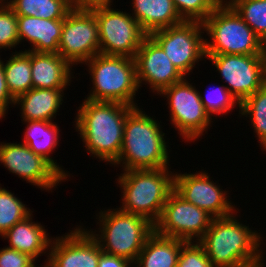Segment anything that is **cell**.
Returning a JSON list of instances; mask_svg holds the SVG:
<instances>
[{
  "instance_id": "obj_1",
  "label": "cell",
  "mask_w": 266,
  "mask_h": 267,
  "mask_svg": "<svg viewBox=\"0 0 266 267\" xmlns=\"http://www.w3.org/2000/svg\"><path fill=\"white\" fill-rule=\"evenodd\" d=\"M81 105L75 125L86 150L94 157L114 164L120 156L126 116L135 107L86 98Z\"/></svg>"
},
{
  "instance_id": "obj_2",
  "label": "cell",
  "mask_w": 266,
  "mask_h": 267,
  "mask_svg": "<svg viewBox=\"0 0 266 267\" xmlns=\"http://www.w3.org/2000/svg\"><path fill=\"white\" fill-rule=\"evenodd\" d=\"M235 214L214 218L199 243L214 267L261 265L260 233L236 220ZM261 250V251H260Z\"/></svg>"
},
{
  "instance_id": "obj_3",
  "label": "cell",
  "mask_w": 266,
  "mask_h": 267,
  "mask_svg": "<svg viewBox=\"0 0 266 267\" xmlns=\"http://www.w3.org/2000/svg\"><path fill=\"white\" fill-rule=\"evenodd\" d=\"M160 124L139 107L127 116L123 144L115 164L123 170L161 169L168 167L169 153Z\"/></svg>"
},
{
  "instance_id": "obj_4",
  "label": "cell",
  "mask_w": 266,
  "mask_h": 267,
  "mask_svg": "<svg viewBox=\"0 0 266 267\" xmlns=\"http://www.w3.org/2000/svg\"><path fill=\"white\" fill-rule=\"evenodd\" d=\"M168 169L123 171L117 180L123 190V204L118 209L143 216L155 224L169 194L174 190V174Z\"/></svg>"
},
{
  "instance_id": "obj_5",
  "label": "cell",
  "mask_w": 266,
  "mask_h": 267,
  "mask_svg": "<svg viewBox=\"0 0 266 267\" xmlns=\"http://www.w3.org/2000/svg\"><path fill=\"white\" fill-rule=\"evenodd\" d=\"M111 210L99 212L101 234L88 232L104 253L124 258L133 265L145 242L155 232V225L143 216Z\"/></svg>"
},
{
  "instance_id": "obj_6",
  "label": "cell",
  "mask_w": 266,
  "mask_h": 267,
  "mask_svg": "<svg viewBox=\"0 0 266 267\" xmlns=\"http://www.w3.org/2000/svg\"><path fill=\"white\" fill-rule=\"evenodd\" d=\"M205 55H265V44L232 6H217L202 22Z\"/></svg>"
},
{
  "instance_id": "obj_7",
  "label": "cell",
  "mask_w": 266,
  "mask_h": 267,
  "mask_svg": "<svg viewBox=\"0 0 266 267\" xmlns=\"http://www.w3.org/2000/svg\"><path fill=\"white\" fill-rule=\"evenodd\" d=\"M85 64L89 66L88 71L93 79V90L87 96L88 100L120 102L138 107L134 102L139 89L134 58L99 53Z\"/></svg>"
},
{
  "instance_id": "obj_8",
  "label": "cell",
  "mask_w": 266,
  "mask_h": 267,
  "mask_svg": "<svg viewBox=\"0 0 266 267\" xmlns=\"http://www.w3.org/2000/svg\"><path fill=\"white\" fill-rule=\"evenodd\" d=\"M98 23L100 53L134 58L148 36L131 13L111 6L91 9Z\"/></svg>"
},
{
  "instance_id": "obj_9",
  "label": "cell",
  "mask_w": 266,
  "mask_h": 267,
  "mask_svg": "<svg viewBox=\"0 0 266 267\" xmlns=\"http://www.w3.org/2000/svg\"><path fill=\"white\" fill-rule=\"evenodd\" d=\"M203 25L200 21H183L151 33L149 36L162 48L171 63L184 77L195 63L206 57Z\"/></svg>"
},
{
  "instance_id": "obj_10",
  "label": "cell",
  "mask_w": 266,
  "mask_h": 267,
  "mask_svg": "<svg viewBox=\"0 0 266 267\" xmlns=\"http://www.w3.org/2000/svg\"><path fill=\"white\" fill-rule=\"evenodd\" d=\"M99 53V31L94 12L72 8L64 18L58 54L73 66L85 63Z\"/></svg>"
},
{
  "instance_id": "obj_11",
  "label": "cell",
  "mask_w": 266,
  "mask_h": 267,
  "mask_svg": "<svg viewBox=\"0 0 266 267\" xmlns=\"http://www.w3.org/2000/svg\"><path fill=\"white\" fill-rule=\"evenodd\" d=\"M214 219L207 211L185 201L174 190L169 194L155 232L185 242H199ZM197 237V241H194Z\"/></svg>"
},
{
  "instance_id": "obj_12",
  "label": "cell",
  "mask_w": 266,
  "mask_h": 267,
  "mask_svg": "<svg viewBox=\"0 0 266 267\" xmlns=\"http://www.w3.org/2000/svg\"><path fill=\"white\" fill-rule=\"evenodd\" d=\"M184 77L165 88L160 94L168 99L171 121L184 139H198L206 131L212 118L206 113L200 93Z\"/></svg>"
},
{
  "instance_id": "obj_13",
  "label": "cell",
  "mask_w": 266,
  "mask_h": 267,
  "mask_svg": "<svg viewBox=\"0 0 266 267\" xmlns=\"http://www.w3.org/2000/svg\"><path fill=\"white\" fill-rule=\"evenodd\" d=\"M241 104L266 84V55H206Z\"/></svg>"
},
{
  "instance_id": "obj_14",
  "label": "cell",
  "mask_w": 266,
  "mask_h": 267,
  "mask_svg": "<svg viewBox=\"0 0 266 267\" xmlns=\"http://www.w3.org/2000/svg\"><path fill=\"white\" fill-rule=\"evenodd\" d=\"M0 144V163L40 189L52 190L59 182L66 180L47 160L24 143Z\"/></svg>"
},
{
  "instance_id": "obj_15",
  "label": "cell",
  "mask_w": 266,
  "mask_h": 267,
  "mask_svg": "<svg viewBox=\"0 0 266 267\" xmlns=\"http://www.w3.org/2000/svg\"><path fill=\"white\" fill-rule=\"evenodd\" d=\"M209 177L208 173L202 171L195 174H174V191L214 218L232 215L235 210L227 200V191H222Z\"/></svg>"
},
{
  "instance_id": "obj_16",
  "label": "cell",
  "mask_w": 266,
  "mask_h": 267,
  "mask_svg": "<svg viewBox=\"0 0 266 267\" xmlns=\"http://www.w3.org/2000/svg\"><path fill=\"white\" fill-rule=\"evenodd\" d=\"M134 60L138 86L145 81L157 94L184 78L164 50L150 36L143 40Z\"/></svg>"
},
{
  "instance_id": "obj_17",
  "label": "cell",
  "mask_w": 266,
  "mask_h": 267,
  "mask_svg": "<svg viewBox=\"0 0 266 267\" xmlns=\"http://www.w3.org/2000/svg\"><path fill=\"white\" fill-rule=\"evenodd\" d=\"M56 238L52 240L47 256L51 267H98L103 251L88 231L76 227Z\"/></svg>"
},
{
  "instance_id": "obj_18",
  "label": "cell",
  "mask_w": 266,
  "mask_h": 267,
  "mask_svg": "<svg viewBox=\"0 0 266 267\" xmlns=\"http://www.w3.org/2000/svg\"><path fill=\"white\" fill-rule=\"evenodd\" d=\"M64 20H49L31 16H17L19 42L28 40L38 53H58Z\"/></svg>"
},
{
  "instance_id": "obj_19",
  "label": "cell",
  "mask_w": 266,
  "mask_h": 267,
  "mask_svg": "<svg viewBox=\"0 0 266 267\" xmlns=\"http://www.w3.org/2000/svg\"><path fill=\"white\" fill-rule=\"evenodd\" d=\"M71 65L58 53L31 51L33 88L65 89L70 85Z\"/></svg>"
},
{
  "instance_id": "obj_20",
  "label": "cell",
  "mask_w": 266,
  "mask_h": 267,
  "mask_svg": "<svg viewBox=\"0 0 266 267\" xmlns=\"http://www.w3.org/2000/svg\"><path fill=\"white\" fill-rule=\"evenodd\" d=\"M132 4V16L148 36L184 21L178 14L173 0H133Z\"/></svg>"
},
{
  "instance_id": "obj_21",
  "label": "cell",
  "mask_w": 266,
  "mask_h": 267,
  "mask_svg": "<svg viewBox=\"0 0 266 267\" xmlns=\"http://www.w3.org/2000/svg\"><path fill=\"white\" fill-rule=\"evenodd\" d=\"M63 90L64 89L32 88L17 96L14 99V105L20 104L22 121H52L60 105H62Z\"/></svg>"
},
{
  "instance_id": "obj_22",
  "label": "cell",
  "mask_w": 266,
  "mask_h": 267,
  "mask_svg": "<svg viewBox=\"0 0 266 267\" xmlns=\"http://www.w3.org/2000/svg\"><path fill=\"white\" fill-rule=\"evenodd\" d=\"M31 215L32 213L24 220L16 223L2 237L8 238L9 248L26 253L36 260L39 255L46 253L52 239L48 238L41 224L32 222Z\"/></svg>"
},
{
  "instance_id": "obj_23",
  "label": "cell",
  "mask_w": 266,
  "mask_h": 267,
  "mask_svg": "<svg viewBox=\"0 0 266 267\" xmlns=\"http://www.w3.org/2000/svg\"><path fill=\"white\" fill-rule=\"evenodd\" d=\"M185 241L164 237L154 232L145 242L134 265L136 267H177L178 256Z\"/></svg>"
},
{
  "instance_id": "obj_24",
  "label": "cell",
  "mask_w": 266,
  "mask_h": 267,
  "mask_svg": "<svg viewBox=\"0 0 266 267\" xmlns=\"http://www.w3.org/2000/svg\"><path fill=\"white\" fill-rule=\"evenodd\" d=\"M27 128L24 133V144L28 146L35 154L42 156L47 160L65 179L68 173H65L59 165L51 158L50 152L58 145L59 127L52 121L30 120L24 121Z\"/></svg>"
},
{
  "instance_id": "obj_25",
  "label": "cell",
  "mask_w": 266,
  "mask_h": 267,
  "mask_svg": "<svg viewBox=\"0 0 266 267\" xmlns=\"http://www.w3.org/2000/svg\"><path fill=\"white\" fill-rule=\"evenodd\" d=\"M7 5L17 16L64 20L72 9L70 0H9Z\"/></svg>"
},
{
  "instance_id": "obj_26",
  "label": "cell",
  "mask_w": 266,
  "mask_h": 267,
  "mask_svg": "<svg viewBox=\"0 0 266 267\" xmlns=\"http://www.w3.org/2000/svg\"><path fill=\"white\" fill-rule=\"evenodd\" d=\"M3 66L7 87L14 99L33 88L31 51L15 52Z\"/></svg>"
},
{
  "instance_id": "obj_27",
  "label": "cell",
  "mask_w": 266,
  "mask_h": 267,
  "mask_svg": "<svg viewBox=\"0 0 266 267\" xmlns=\"http://www.w3.org/2000/svg\"><path fill=\"white\" fill-rule=\"evenodd\" d=\"M240 113L249 115L254 132L257 133L258 142L266 150V84L248 96L240 104Z\"/></svg>"
},
{
  "instance_id": "obj_28",
  "label": "cell",
  "mask_w": 266,
  "mask_h": 267,
  "mask_svg": "<svg viewBox=\"0 0 266 267\" xmlns=\"http://www.w3.org/2000/svg\"><path fill=\"white\" fill-rule=\"evenodd\" d=\"M231 6L266 44V0H237Z\"/></svg>"
},
{
  "instance_id": "obj_29",
  "label": "cell",
  "mask_w": 266,
  "mask_h": 267,
  "mask_svg": "<svg viewBox=\"0 0 266 267\" xmlns=\"http://www.w3.org/2000/svg\"><path fill=\"white\" fill-rule=\"evenodd\" d=\"M29 210L13 193L0 187V235L29 216Z\"/></svg>"
},
{
  "instance_id": "obj_30",
  "label": "cell",
  "mask_w": 266,
  "mask_h": 267,
  "mask_svg": "<svg viewBox=\"0 0 266 267\" xmlns=\"http://www.w3.org/2000/svg\"><path fill=\"white\" fill-rule=\"evenodd\" d=\"M173 3L184 21L200 22H203L217 6H227V0H173Z\"/></svg>"
},
{
  "instance_id": "obj_31",
  "label": "cell",
  "mask_w": 266,
  "mask_h": 267,
  "mask_svg": "<svg viewBox=\"0 0 266 267\" xmlns=\"http://www.w3.org/2000/svg\"><path fill=\"white\" fill-rule=\"evenodd\" d=\"M200 99L210 118H212L211 115L214 113L218 115L228 113L236 104H238L240 112V103L223 85L208 91L206 98L200 94Z\"/></svg>"
},
{
  "instance_id": "obj_32",
  "label": "cell",
  "mask_w": 266,
  "mask_h": 267,
  "mask_svg": "<svg viewBox=\"0 0 266 267\" xmlns=\"http://www.w3.org/2000/svg\"><path fill=\"white\" fill-rule=\"evenodd\" d=\"M17 15L7 4H0V49L18 45Z\"/></svg>"
},
{
  "instance_id": "obj_33",
  "label": "cell",
  "mask_w": 266,
  "mask_h": 267,
  "mask_svg": "<svg viewBox=\"0 0 266 267\" xmlns=\"http://www.w3.org/2000/svg\"><path fill=\"white\" fill-rule=\"evenodd\" d=\"M177 267H214L204 247L197 242H185L177 260Z\"/></svg>"
},
{
  "instance_id": "obj_34",
  "label": "cell",
  "mask_w": 266,
  "mask_h": 267,
  "mask_svg": "<svg viewBox=\"0 0 266 267\" xmlns=\"http://www.w3.org/2000/svg\"><path fill=\"white\" fill-rule=\"evenodd\" d=\"M35 263L26 253L9 247L0 250V267H33Z\"/></svg>"
},
{
  "instance_id": "obj_35",
  "label": "cell",
  "mask_w": 266,
  "mask_h": 267,
  "mask_svg": "<svg viewBox=\"0 0 266 267\" xmlns=\"http://www.w3.org/2000/svg\"><path fill=\"white\" fill-rule=\"evenodd\" d=\"M9 104L14 105V98L7 87L3 62L0 59V120L5 117Z\"/></svg>"
},
{
  "instance_id": "obj_36",
  "label": "cell",
  "mask_w": 266,
  "mask_h": 267,
  "mask_svg": "<svg viewBox=\"0 0 266 267\" xmlns=\"http://www.w3.org/2000/svg\"><path fill=\"white\" fill-rule=\"evenodd\" d=\"M131 263L124 258L102 252L98 267H131Z\"/></svg>"
},
{
  "instance_id": "obj_37",
  "label": "cell",
  "mask_w": 266,
  "mask_h": 267,
  "mask_svg": "<svg viewBox=\"0 0 266 267\" xmlns=\"http://www.w3.org/2000/svg\"><path fill=\"white\" fill-rule=\"evenodd\" d=\"M112 0H70L71 7L74 9L91 10L96 7L111 6Z\"/></svg>"
},
{
  "instance_id": "obj_38",
  "label": "cell",
  "mask_w": 266,
  "mask_h": 267,
  "mask_svg": "<svg viewBox=\"0 0 266 267\" xmlns=\"http://www.w3.org/2000/svg\"><path fill=\"white\" fill-rule=\"evenodd\" d=\"M237 0H229L227 1V6L233 5Z\"/></svg>"
},
{
  "instance_id": "obj_39",
  "label": "cell",
  "mask_w": 266,
  "mask_h": 267,
  "mask_svg": "<svg viewBox=\"0 0 266 267\" xmlns=\"http://www.w3.org/2000/svg\"><path fill=\"white\" fill-rule=\"evenodd\" d=\"M33 267H36L35 265ZM42 267H51L47 262L45 265H43Z\"/></svg>"
},
{
  "instance_id": "obj_40",
  "label": "cell",
  "mask_w": 266,
  "mask_h": 267,
  "mask_svg": "<svg viewBox=\"0 0 266 267\" xmlns=\"http://www.w3.org/2000/svg\"><path fill=\"white\" fill-rule=\"evenodd\" d=\"M0 4H7L5 0H0Z\"/></svg>"
},
{
  "instance_id": "obj_41",
  "label": "cell",
  "mask_w": 266,
  "mask_h": 267,
  "mask_svg": "<svg viewBox=\"0 0 266 267\" xmlns=\"http://www.w3.org/2000/svg\"><path fill=\"white\" fill-rule=\"evenodd\" d=\"M264 262L261 265L255 266V267H264Z\"/></svg>"
}]
</instances>
